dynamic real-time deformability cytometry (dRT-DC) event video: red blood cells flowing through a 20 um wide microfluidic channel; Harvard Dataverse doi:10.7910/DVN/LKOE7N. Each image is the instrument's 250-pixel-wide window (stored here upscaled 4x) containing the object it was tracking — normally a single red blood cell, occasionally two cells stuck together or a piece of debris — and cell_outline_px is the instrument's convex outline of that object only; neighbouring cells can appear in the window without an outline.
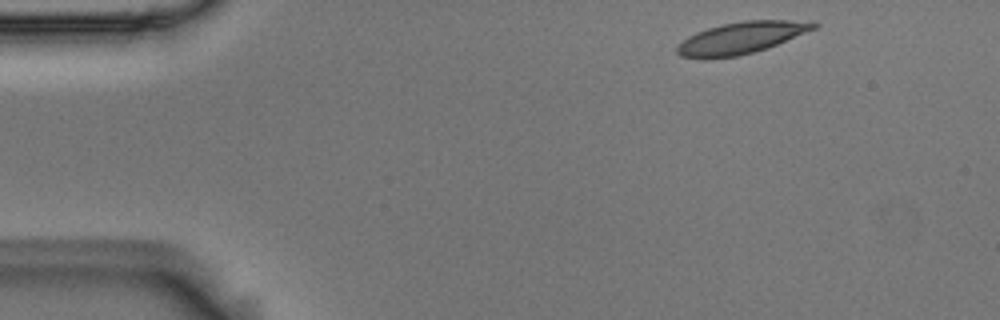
{"species": "Egyptian fruit bat (a non-hibernating species)", "species_latin": "Rousettus aegyptiacus", "temperature_condition": "room temperature", "stored_images_in_passage": 3, "camera_frame_rate_fps": 3000, "um_per_image_px": 0.085, "animal": {"sex": "male"}, "frame": {"image": 1, "passage_image": 1, "time_ms": 0.0, "image_size_px": [1000, 320], "cell_outline_px": [[820, 24], [816, 28], [768, 48], [736, 56], [704, 60], [700, 60], [680, 56], [676, 52], [676, 48], [688, 36], [696, 32], [708, 28], [724, 24], [744, 20], [788, 20]], "centroid_in_image_um": [62.93, 3.25], "position_along_channel_um": 22.1, "area_um2": 25.2}}
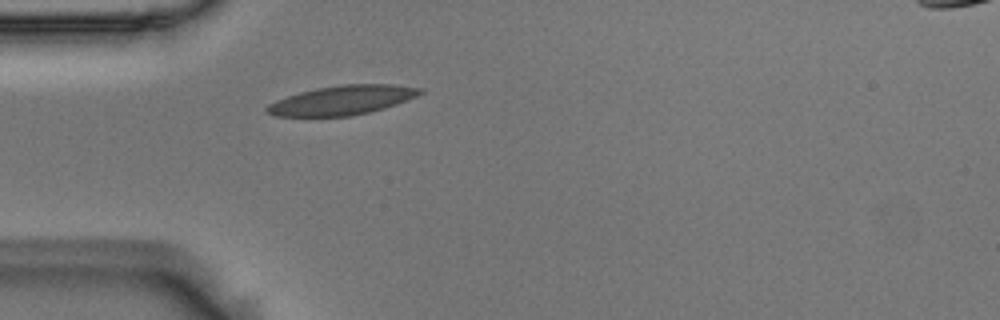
{"frame": {"image": 2, "passage_image": 3, "time_ms": 0.667, "image_size_px": [1000, 320], "cell_outline_px": [[424, 92], [416, 96], [396, 104], [384, 108], [352, 116], [276, 116], [264, 112], [264, 108], [268, 104], [276, 100], [300, 92], [316, 88], [344, 84], [396, 84], [424, 88]], "centroid_in_image_um": [29.09, 8.51], "position_along_channel_um": 55.9, "area_um2": 26.18}}